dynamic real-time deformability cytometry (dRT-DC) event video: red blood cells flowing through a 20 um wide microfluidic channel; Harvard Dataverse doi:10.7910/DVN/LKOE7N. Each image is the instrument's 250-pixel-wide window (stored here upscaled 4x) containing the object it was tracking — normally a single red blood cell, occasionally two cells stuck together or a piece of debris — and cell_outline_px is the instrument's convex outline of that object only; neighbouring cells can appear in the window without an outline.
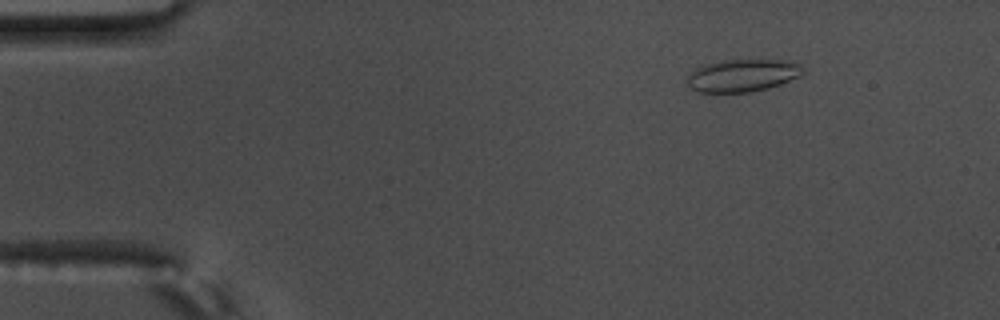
{"species": "common noctule bat (a hibernating species)", "species_latin": "Nyctalus noctula", "temperature_condition": "warm", "stored_images_in_passage": 54, "camera_frame_rate_fps": 3000, "um_per_image_px": 0.085, "animal": {"sex": "male", "body_mass_g": 17.5, "forearm_length_mm": 52.3}, "frame": {"image": 1, "passage_image": 5, "time_ms": 1.333, "image_size_px": [1000, 320], "cell_outline_px": [[804, 72], [800, 76], [780, 84], [768, 88], [752, 92], [696, 92], [688, 88], [688, 76], [696, 68], [708, 64], [724, 60], [792, 60], [800, 64], [804, 68]], "centroid_in_image_um": [63.15, 6.42], "position_along_channel_um": 21.8, "area_um2": 21.96}}
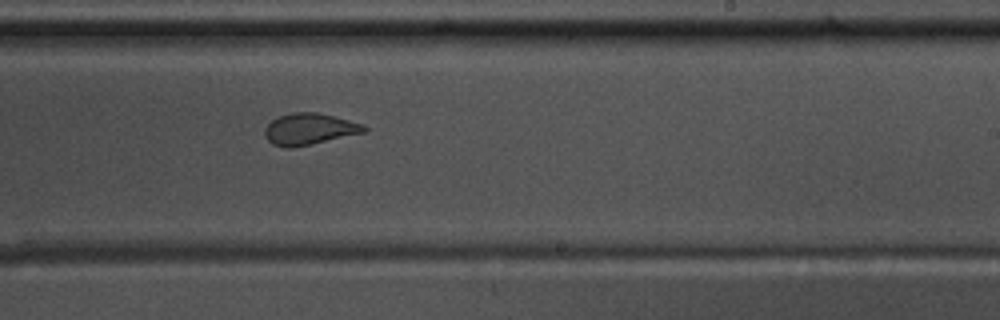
{"frame": {"image": 2, "passage_image": 32, "time_ms": 10.333, "image_size_px": [1000, 320], "cell_outline_px": [[368, 128], [364, 132], [308, 144], [288, 148], [284, 148], [272, 144], [264, 136], [264, 128], [272, 120], [280, 116], [292, 112], [316, 112], [348, 120], [360, 124]], "centroid_in_image_um": [26.21, 10.96], "position_along_channel_um": 262.8, "area_um2": 17.74}}
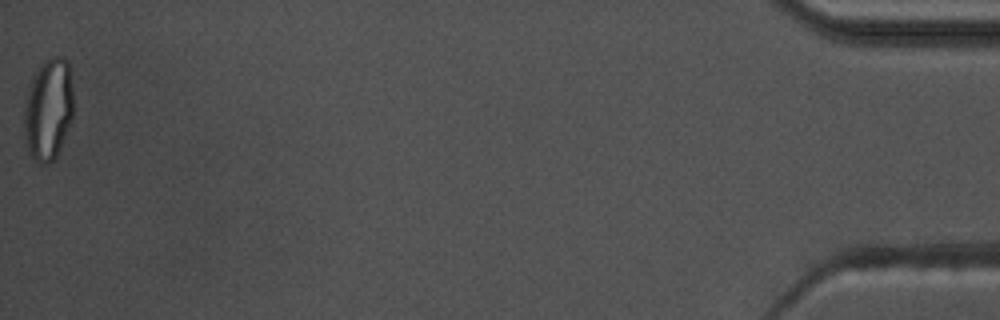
{"frame": {"image": 3, "passage_image": 54, "time_ms": 17.667, "image_size_px": [1000, 320], "cell_outline_px": [[72, 120], [60, 148], [56, 156], [48, 164], [40, 164], [28, 152], [24, 136], [24, 100], [28, 88], [40, 64], [52, 56], [60, 56], [68, 60], [72, 88]], "centroid_in_image_um": [4.1, 9.29], "position_along_channel_um": 431.1, "area_um2": 29.36}, "authors_computed_cell_mechanics": {"area_um2": 20.6346, "velocity_mm_per_s": 3.6272, "shape_relaxation_time_tau1_ms": null, "shape_relaxation_time_tau2_ms": 1.021, "deformation_change_tau1": null, "deformation_change_tau2": 0.0734}}